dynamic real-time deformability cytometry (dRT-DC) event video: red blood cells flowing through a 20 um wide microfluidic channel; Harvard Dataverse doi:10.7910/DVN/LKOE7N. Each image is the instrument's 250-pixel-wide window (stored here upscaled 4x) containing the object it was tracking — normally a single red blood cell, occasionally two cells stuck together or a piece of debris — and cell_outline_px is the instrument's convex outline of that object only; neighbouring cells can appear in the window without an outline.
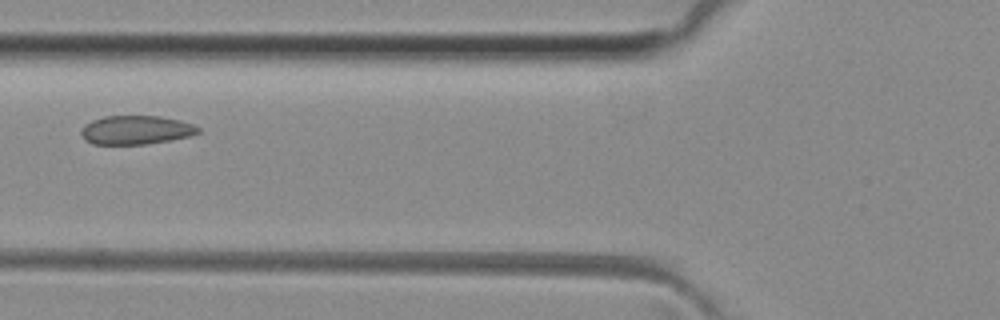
{"species": "common noctule bat (a hibernating species)", "species_latin": "Nyctalus noctula", "temperature_condition": "room temperature", "stored_images_in_passage": 6, "camera_frame_rate_fps": 3000, "um_per_image_px": 0.085, "animal": {"sex": "female", "body_mass_g": 29.2, "forearm_length_mm": 56.3}, "frame": {"image": 1, "passage_image": 5, "time_ms": 4.667, "image_size_px": [1000, 320], "cell_outline_px": [[200, 132], [188, 136], [168, 140], [144, 144], [92, 144], [84, 140], [80, 132], [84, 124], [92, 120], [104, 116], [160, 116], [180, 120], [192, 124], [200, 128]], "centroid_in_image_um": [11.51, 11.04], "position_along_channel_um": 114.3, "area_um2": 19.59}}
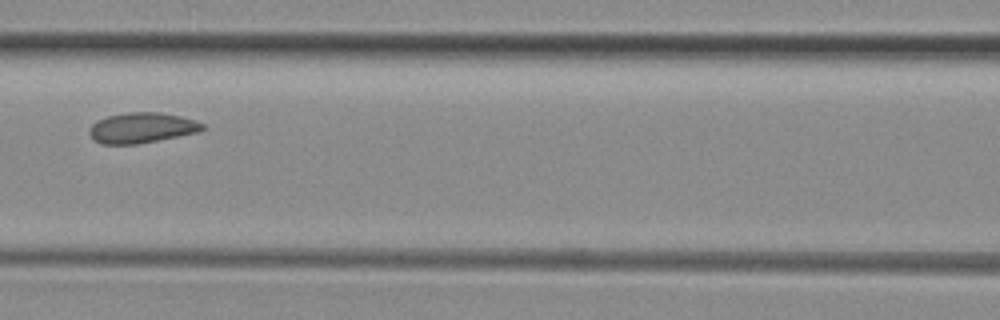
{"frame": {"image": 2, "passage_image": 6, "time_ms": 5.667, "image_size_px": [1000, 320], "cell_outline_px": [[204, 128], [200, 132], [136, 144], [104, 144], [96, 140], [88, 132], [88, 128], [96, 120], [108, 116], [128, 112], [160, 112], [180, 116], [196, 120], [204, 124]], "centroid_in_image_um": [12.06, 10.85], "position_along_channel_um": 154.5, "area_um2": 20.0}}